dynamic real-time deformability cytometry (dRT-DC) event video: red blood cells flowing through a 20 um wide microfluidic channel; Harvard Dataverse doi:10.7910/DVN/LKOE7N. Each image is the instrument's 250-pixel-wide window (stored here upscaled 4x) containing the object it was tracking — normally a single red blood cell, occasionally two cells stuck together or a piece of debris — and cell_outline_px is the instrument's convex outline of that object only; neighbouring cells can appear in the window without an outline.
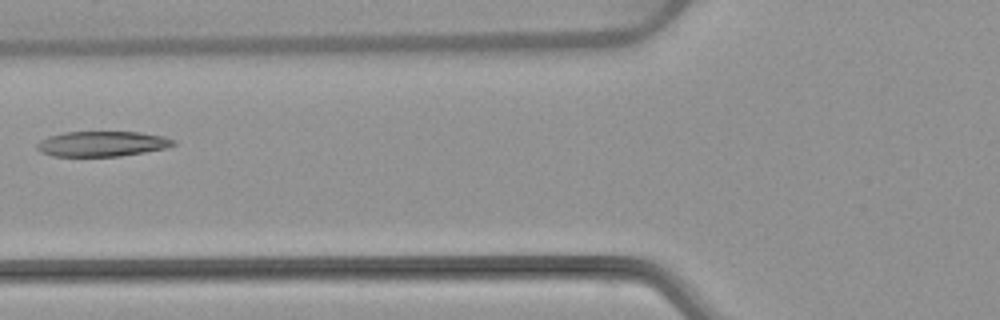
{"species": "common noctule bat (a hibernating species)", "species_latin": "Nyctalus noctula", "temperature_condition": "warm", "stored_images_in_passage": 6, "camera_frame_rate_fps": 3000, "um_per_image_px": 0.085, "animal": {"sex": "female", "body_mass_g": 22.7, "forearm_length_mm": 54.2}, "frame": {"image": 1, "passage_image": 6, "time_ms": 6.333, "image_size_px": [1000, 320], "cell_outline_px": [[176, 144], [168, 148], [120, 156], [52, 156], [40, 152], [36, 148], [36, 144], [40, 140], [48, 136], [64, 132], [140, 132], [164, 136], [176, 140]], "centroid_in_image_um": [8.69, 12.22], "position_along_channel_um": 117.1, "area_um2": 20.23}}